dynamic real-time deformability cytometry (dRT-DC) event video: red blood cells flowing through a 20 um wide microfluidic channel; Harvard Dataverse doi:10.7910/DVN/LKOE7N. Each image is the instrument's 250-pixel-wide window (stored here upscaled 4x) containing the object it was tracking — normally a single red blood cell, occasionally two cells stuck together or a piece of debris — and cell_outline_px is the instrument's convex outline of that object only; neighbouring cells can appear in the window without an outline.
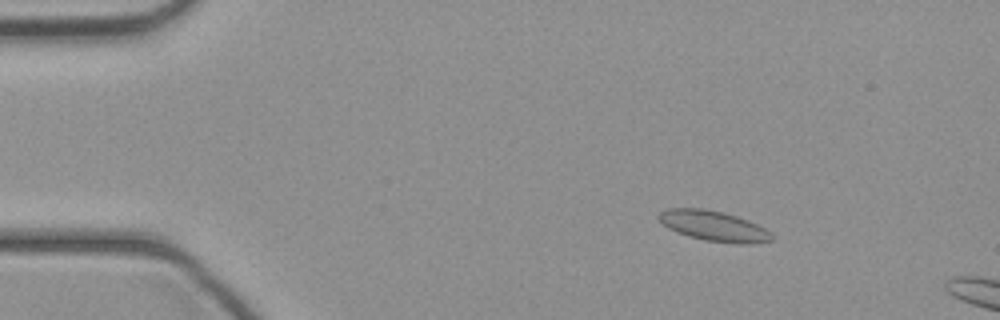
{"species": "common noctule bat (a hibernating species)", "species_latin": "Nyctalus noctula", "temperature_condition": "cold", "stored_images_in_passage": 13, "camera_frame_rate_fps": 3000, "um_per_image_px": 0.085, "animal": {"sex": "female", "body_mass_g": 21.9}, "frame": {"image": 1, "passage_image": 6, "time_ms": 1.667, "image_size_px": [1000, 320], "cell_outline_px": [[772, 240], [748, 244], [740, 244], [704, 240], [688, 236], [676, 232], [668, 228], [656, 216], [660, 212], [668, 208], [704, 208], [724, 212], [748, 220], [764, 228], [772, 236]], "centroid_in_image_um": [60.62, 19.2], "position_along_channel_um": 24.4, "area_um2": 19.83}}